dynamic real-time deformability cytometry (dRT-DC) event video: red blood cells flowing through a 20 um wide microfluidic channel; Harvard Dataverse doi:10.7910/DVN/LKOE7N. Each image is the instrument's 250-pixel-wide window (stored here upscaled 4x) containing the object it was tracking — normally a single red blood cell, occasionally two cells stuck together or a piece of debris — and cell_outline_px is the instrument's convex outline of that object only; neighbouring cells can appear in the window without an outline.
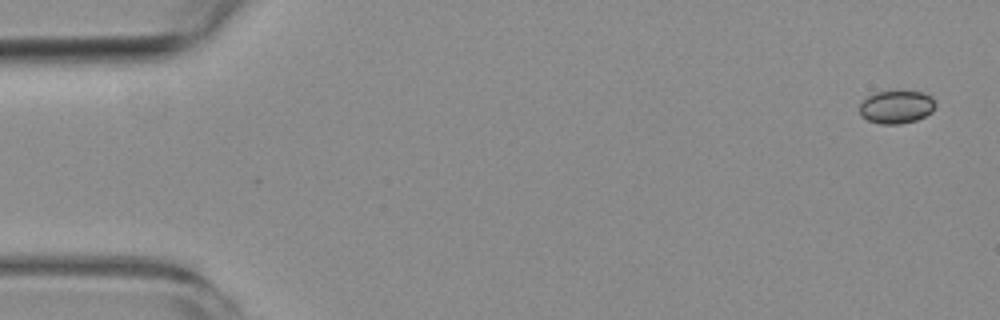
{"species": "common noctule bat (a hibernating species)", "species_latin": "Nyctalus noctula", "temperature_condition": "room temperature", "stored_images_in_passage": 6, "camera_frame_rate_fps": 3000, "um_per_image_px": 0.085, "animal": {"sex": "female", "body_mass_g": 19.3, "forearm_length_mm": 54.1}, "frame": {"image": 1, "passage_image": 1, "time_ms": 0.0, "image_size_px": [1000, 320], "cell_outline_px": [[936, 104], [932, 112], [916, 120], [900, 124], [880, 124], [868, 120], [860, 116], [860, 104], [868, 96], [876, 92], [924, 92], [932, 96], [936, 100]], "centroid_in_image_um": [76.22, 9.1], "position_along_channel_um": 8.8, "area_um2": 14.57}}